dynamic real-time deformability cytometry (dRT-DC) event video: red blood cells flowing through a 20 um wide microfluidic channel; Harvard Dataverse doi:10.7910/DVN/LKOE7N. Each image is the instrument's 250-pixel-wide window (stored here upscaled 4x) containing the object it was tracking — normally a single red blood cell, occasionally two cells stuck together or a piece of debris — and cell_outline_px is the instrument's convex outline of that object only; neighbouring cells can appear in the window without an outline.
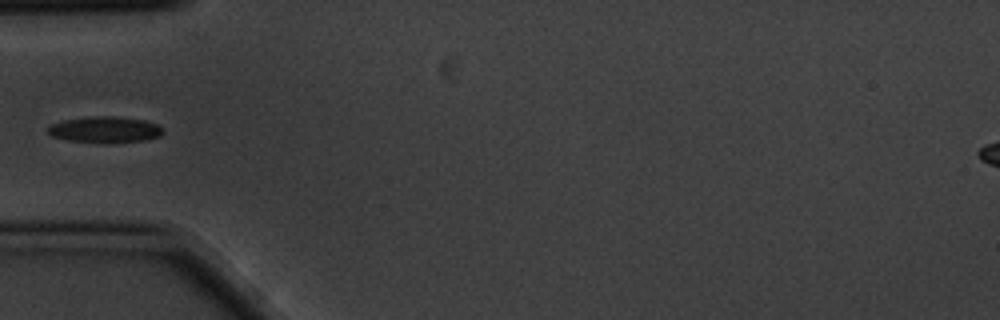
{"species": "common noctule bat (a hibernating species)", "species_latin": "Nyctalus noctula", "temperature_condition": "cold", "stored_images_in_passage": 8, "camera_frame_rate_fps": 3000, "um_per_image_px": 0.085, "animal": {"sex": "male", "body_mass_g": 20.1, "forearm_length_mm": 53.5}, "frame": {"image": 1, "passage_image": 5, "time_ms": 1.333, "image_size_px": [1000, 320], "cell_outline_px": [[164, 132], [160, 136], [148, 140], [68, 140], [52, 136], [48, 132], [48, 124], [64, 120], [88, 116], [120, 116], [144, 120], [156, 124]], "centroid_in_image_um": [8.9, 10.96], "position_along_channel_um": 76.1, "area_um2": 16.76}}